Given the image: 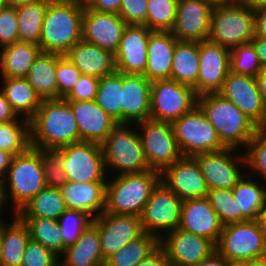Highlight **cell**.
I'll return each instance as SVG.
<instances>
[{
  "mask_svg": "<svg viewBox=\"0 0 266 266\" xmlns=\"http://www.w3.org/2000/svg\"><path fill=\"white\" fill-rule=\"evenodd\" d=\"M17 118L18 116L12 110L5 94L0 89V124L11 122Z\"/></svg>",
  "mask_w": 266,
  "mask_h": 266,
  "instance_id": "9f6ffc18",
  "label": "cell"
},
{
  "mask_svg": "<svg viewBox=\"0 0 266 266\" xmlns=\"http://www.w3.org/2000/svg\"><path fill=\"white\" fill-rule=\"evenodd\" d=\"M254 37L266 38V8L254 12Z\"/></svg>",
  "mask_w": 266,
  "mask_h": 266,
  "instance_id": "6f0895ef",
  "label": "cell"
},
{
  "mask_svg": "<svg viewBox=\"0 0 266 266\" xmlns=\"http://www.w3.org/2000/svg\"><path fill=\"white\" fill-rule=\"evenodd\" d=\"M181 205L182 200L160 181L140 216L143 231L160 240L163 235L178 228Z\"/></svg>",
  "mask_w": 266,
  "mask_h": 266,
  "instance_id": "4fadbf2b",
  "label": "cell"
},
{
  "mask_svg": "<svg viewBox=\"0 0 266 266\" xmlns=\"http://www.w3.org/2000/svg\"><path fill=\"white\" fill-rule=\"evenodd\" d=\"M252 44L259 56L260 64L266 65V38L254 37Z\"/></svg>",
  "mask_w": 266,
  "mask_h": 266,
  "instance_id": "91938a15",
  "label": "cell"
},
{
  "mask_svg": "<svg viewBox=\"0 0 266 266\" xmlns=\"http://www.w3.org/2000/svg\"><path fill=\"white\" fill-rule=\"evenodd\" d=\"M14 155L10 152L0 149V177L4 178L8 172Z\"/></svg>",
  "mask_w": 266,
  "mask_h": 266,
  "instance_id": "94428289",
  "label": "cell"
},
{
  "mask_svg": "<svg viewBox=\"0 0 266 266\" xmlns=\"http://www.w3.org/2000/svg\"><path fill=\"white\" fill-rule=\"evenodd\" d=\"M247 150V151H246ZM246 162L249 170L247 174L257 176L266 182V134L258 130L249 141L247 149H245ZM253 173H251L252 171ZM256 173V174H255ZM260 175V176H259ZM264 178V179H263Z\"/></svg>",
  "mask_w": 266,
  "mask_h": 266,
  "instance_id": "7dc6e473",
  "label": "cell"
},
{
  "mask_svg": "<svg viewBox=\"0 0 266 266\" xmlns=\"http://www.w3.org/2000/svg\"><path fill=\"white\" fill-rule=\"evenodd\" d=\"M151 81L144 75L122 73V124H137L150 117Z\"/></svg>",
  "mask_w": 266,
  "mask_h": 266,
  "instance_id": "d4e9b609",
  "label": "cell"
},
{
  "mask_svg": "<svg viewBox=\"0 0 266 266\" xmlns=\"http://www.w3.org/2000/svg\"><path fill=\"white\" fill-rule=\"evenodd\" d=\"M136 266H171L166 253L159 247L147 259Z\"/></svg>",
  "mask_w": 266,
  "mask_h": 266,
  "instance_id": "11a10c76",
  "label": "cell"
},
{
  "mask_svg": "<svg viewBox=\"0 0 266 266\" xmlns=\"http://www.w3.org/2000/svg\"><path fill=\"white\" fill-rule=\"evenodd\" d=\"M59 262L57 254L30 238L23 254L21 266H56Z\"/></svg>",
  "mask_w": 266,
  "mask_h": 266,
  "instance_id": "681fc988",
  "label": "cell"
},
{
  "mask_svg": "<svg viewBox=\"0 0 266 266\" xmlns=\"http://www.w3.org/2000/svg\"><path fill=\"white\" fill-rule=\"evenodd\" d=\"M246 266H266V256L249 259Z\"/></svg>",
  "mask_w": 266,
  "mask_h": 266,
  "instance_id": "003e7915",
  "label": "cell"
},
{
  "mask_svg": "<svg viewBox=\"0 0 266 266\" xmlns=\"http://www.w3.org/2000/svg\"><path fill=\"white\" fill-rule=\"evenodd\" d=\"M198 95L193 87L172 79L151 82L149 119L169 122L179 119L197 106Z\"/></svg>",
  "mask_w": 266,
  "mask_h": 266,
  "instance_id": "30bf717a",
  "label": "cell"
},
{
  "mask_svg": "<svg viewBox=\"0 0 266 266\" xmlns=\"http://www.w3.org/2000/svg\"><path fill=\"white\" fill-rule=\"evenodd\" d=\"M101 148L106 173L116 172L111 173V176L150 170L136 124L135 128L134 124H118L101 144Z\"/></svg>",
  "mask_w": 266,
  "mask_h": 266,
  "instance_id": "52a82bcc",
  "label": "cell"
},
{
  "mask_svg": "<svg viewBox=\"0 0 266 266\" xmlns=\"http://www.w3.org/2000/svg\"><path fill=\"white\" fill-rule=\"evenodd\" d=\"M136 125L150 170L162 173L183 156L171 123L147 119Z\"/></svg>",
  "mask_w": 266,
  "mask_h": 266,
  "instance_id": "8fae6325",
  "label": "cell"
},
{
  "mask_svg": "<svg viewBox=\"0 0 266 266\" xmlns=\"http://www.w3.org/2000/svg\"><path fill=\"white\" fill-rule=\"evenodd\" d=\"M18 41L16 7L8 5L0 9V49Z\"/></svg>",
  "mask_w": 266,
  "mask_h": 266,
  "instance_id": "f907efd6",
  "label": "cell"
},
{
  "mask_svg": "<svg viewBox=\"0 0 266 266\" xmlns=\"http://www.w3.org/2000/svg\"><path fill=\"white\" fill-rule=\"evenodd\" d=\"M95 102L117 124H122V73L114 72L99 78Z\"/></svg>",
  "mask_w": 266,
  "mask_h": 266,
  "instance_id": "f35d334b",
  "label": "cell"
},
{
  "mask_svg": "<svg viewBox=\"0 0 266 266\" xmlns=\"http://www.w3.org/2000/svg\"><path fill=\"white\" fill-rule=\"evenodd\" d=\"M148 0H122L119 15L127 25H143L147 17Z\"/></svg>",
  "mask_w": 266,
  "mask_h": 266,
  "instance_id": "f5cc1de1",
  "label": "cell"
},
{
  "mask_svg": "<svg viewBox=\"0 0 266 266\" xmlns=\"http://www.w3.org/2000/svg\"><path fill=\"white\" fill-rule=\"evenodd\" d=\"M106 182L68 181L60 190L67 209L87 213L92 219L105 210Z\"/></svg>",
  "mask_w": 266,
  "mask_h": 266,
  "instance_id": "484cf974",
  "label": "cell"
},
{
  "mask_svg": "<svg viewBox=\"0 0 266 266\" xmlns=\"http://www.w3.org/2000/svg\"><path fill=\"white\" fill-rule=\"evenodd\" d=\"M66 210L61 190L45 186L16 215L18 217H43L58 220Z\"/></svg>",
  "mask_w": 266,
  "mask_h": 266,
  "instance_id": "d590c367",
  "label": "cell"
},
{
  "mask_svg": "<svg viewBox=\"0 0 266 266\" xmlns=\"http://www.w3.org/2000/svg\"><path fill=\"white\" fill-rule=\"evenodd\" d=\"M261 66L252 41L240 44L230 50V72L256 77Z\"/></svg>",
  "mask_w": 266,
  "mask_h": 266,
  "instance_id": "ee69618b",
  "label": "cell"
},
{
  "mask_svg": "<svg viewBox=\"0 0 266 266\" xmlns=\"http://www.w3.org/2000/svg\"><path fill=\"white\" fill-rule=\"evenodd\" d=\"M126 26L117 13L97 12L84 6L82 40L88 43L115 54Z\"/></svg>",
  "mask_w": 266,
  "mask_h": 266,
  "instance_id": "d6986e66",
  "label": "cell"
},
{
  "mask_svg": "<svg viewBox=\"0 0 266 266\" xmlns=\"http://www.w3.org/2000/svg\"><path fill=\"white\" fill-rule=\"evenodd\" d=\"M216 250L227 261L245 262L266 256V236L257 220L223 226Z\"/></svg>",
  "mask_w": 266,
  "mask_h": 266,
  "instance_id": "ba28073f",
  "label": "cell"
},
{
  "mask_svg": "<svg viewBox=\"0 0 266 266\" xmlns=\"http://www.w3.org/2000/svg\"><path fill=\"white\" fill-rule=\"evenodd\" d=\"M41 52L39 44L25 41H18L1 48V78H27L30 67Z\"/></svg>",
  "mask_w": 266,
  "mask_h": 266,
  "instance_id": "f546056e",
  "label": "cell"
},
{
  "mask_svg": "<svg viewBox=\"0 0 266 266\" xmlns=\"http://www.w3.org/2000/svg\"><path fill=\"white\" fill-rule=\"evenodd\" d=\"M258 85L259 92L266 104V65H262L259 73L255 77Z\"/></svg>",
  "mask_w": 266,
  "mask_h": 266,
  "instance_id": "6125c7cd",
  "label": "cell"
},
{
  "mask_svg": "<svg viewBox=\"0 0 266 266\" xmlns=\"http://www.w3.org/2000/svg\"><path fill=\"white\" fill-rule=\"evenodd\" d=\"M226 266H246V261L245 262L227 261V265Z\"/></svg>",
  "mask_w": 266,
  "mask_h": 266,
  "instance_id": "2644e50d",
  "label": "cell"
},
{
  "mask_svg": "<svg viewBox=\"0 0 266 266\" xmlns=\"http://www.w3.org/2000/svg\"><path fill=\"white\" fill-rule=\"evenodd\" d=\"M1 91L5 94L12 110L18 117H34L41 105L42 98L30 85L27 78H1Z\"/></svg>",
  "mask_w": 266,
  "mask_h": 266,
  "instance_id": "4dcf8cb0",
  "label": "cell"
},
{
  "mask_svg": "<svg viewBox=\"0 0 266 266\" xmlns=\"http://www.w3.org/2000/svg\"><path fill=\"white\" fill-rule=\"evenodd\" d=\"M99 78L91 75H81L72 90L63 98L66 101L95 100Z\"/></svg>",
  "mask_w": 266,
  "mask_h": 266,
  "instance_id": "816d5d0a",
  "label": "cell"
},
{
  "mask_svg": "<svg viewBox=\"0 0 266 266\" xmlns=\"http://www.w3.org/2000/svg\"><path fill=\"white\" fill-rule=\"evenodd\" d=\"M41 0L16 7L19 41L39 44L48 3Z\"/></svg>",
  "mask_w": 266,
  "mask_h": 266,
  "instance_id": "74e56055",
  "label": "cell"
},
{
  "mask_svg": "<svg viewBox=\"0 0 266 266\" xmlns=\"http://www.w3.org/2000/svg\"><path fill=\"white\" fill-rule=\"evenodd\" d=\"M109 176L104 212L136 217L141 216L153 189L161 181V173L155 170Z\"/></svg>",
  "mask_w": 266,
  "mask_h": 266,
  "instance_id": "277c9868",
  "label": "cell"
},
{
  "mask_svg": "<svg viewBox=\"0 0 266 266\" xmlns=\"http://www.w3.org/2000/svg\"><path fill=\"white\" fill-rule=\"evenodd\" d=\"M257 221L259 222V225L261 229L264 231L266 236V203L261 209Z\"/></svg>",
  "mask_w": 266,
  "mask_h": 266,
  "instance_id": "03108f58",
  "label": "cell"
},
{
  "mask_svg": "<svg viewBox=\"0 0 266 266\" xmlns=\"http://www.w3.org/2000/svg\"><path fill=\"white\" fill-rule=\"evenodd\" d=\"M41 0H7L8 5L13 6V7H18L21 5H27L31 3H35Z\"/></svg>",
  "mask_w": 266,
  "mask_h": 266,
  "instance_id": "a7ac6f4b",
  "label": "cell"
},
{
  "mask_svg": "<svg viewBox=\"0 0 266 266\" xmlns=\"http://www.w3.org/2000/svg\"><path fill=\"white\" fill-rule=\"evenodd\" d=\"M65 56L80 70L82 75L101 78L116 72L113 53L82 39L74 44Z\"/></svg>",
  "mask_w": 266,
  "mask_h": 266,
  "instance_id": "4316f807",
  "label": "cell"
},
{
  "mask_svg": "<svg viewBox=\"0 0 266 266\" xmlns=\"http://www.w3.org/2000/svg\"><path fill=\"white\" fill-rule=\"evenodd\" d=\"M9 205L7 204L6 197H5V191H4V178L0 177V217H2L3 214V209L7 208L6 206Z\"/></svg>",
  "mask_w": 266,
  "mask_h": 266,
  "instance_id": "e7e4bbea",
  "label": "cell"
},
{
  "mask_svg": "<svg viewBox=\"0 0 266 266\" xmlns=\"http://www.w3.org/2000/svg\"><path fill=\"white\" fill-rule=\"evenodd\" d=\"M254 39V12L240 0L216 1L208 40L231 50Z\"/></svg>",
  "mask_w": 266,
  "mask_h": 266,
  "instance_id": "5b68a950",
  "label": "cell"
},
{
  "mask_svg": "<svg viewBox=\"0 0 266 266\" xmlns=\"http://www.w3.org/2000/svg\"><path fill=\"white\" fill-rule=\"evenodd\" d=\"M230 72V50L209 40L199 42V75L193 86L198 96L221 90Z\"/></svg>",
  "mask_w": 266,
  "mask_h": 266,
  "instance_id": "ac0fdd59",
  "label": "cell"
},
{
  "mask_svg": "<svg viewBox=\"0 0 266 266\" xmlns=\"http://www.w3.org/2000/svg\"><path fill=\"white\" fill-rule=\"evenodd\" d=\"M234 103L258 127L266 117V104L259 92L255 77L229 72L218 92Z\"/></svg>",
  "mask_w": 266,
  "mask_h": 266,
  "instance_id": "ffe728a7",
  "label": "cell"
},
{
  "mask_svg": "<svg viewBox=\"0 0 266 266\" xmlns=\"http://www.w3.org/2000/svg\"><path fill=\"white\" fill-rule=\"evenodd\" d=\"M41 163V149L29 147L24 153L15 155L4 177V191L7 203L11 201L12 214L45 187Z\"/></svg>",
  "mask_w": 266,
  "mask_h": 266,
  "instance_id": "8992f818",
  "label": "cell"
},
{
  "mask_svg": "<svg viewBox=\"0 0 266 266\" xmlns=\"http://www.w3.org/2000/svg\"><path fill=\"white\" fill-rule=\"evenodd\" d=\"M8 222L4 220L3 217H0V256H1V245H2V236H3V231L4 227Z\"/></svg>",
  "mask_w": 266,
  "mask_h": 266,
  "instance_id": "89a4df30",
  "label": "cell"
},
{
  "mask_svg": "<svg viewBox=\"0 0 266 266\" xmlns=\"http://www.w3.org/2000/svg\"><path fill=\"white\" fill-rule=\"evenodd\" d=\"M8 6L7 0H0V9Z\"/></svg>",
  "mask_w": 266,
  "mask_h": 266,
  "instance_id": "753ad0ef",
  "label": "cell"
},
{
  "mask_svg": "<svg viewBox=\"0 0 266 266\" xmlns=\"http://www.w3.org/2000/svg\"><path fill=\"white\" fill-rule=\"evenodd\" d=\"M161 181L182 201L206 198L208 187L197 159L182 156L161 173Z\"/></svg>",
  "mask_w": 266,
  "mask_h": 266,
  "instance_id": "44dd1931",
  "label": "cell"
},
{
  "mask_svg": "<svg viewBox=\"0 0 266 266\" xmlns=\"http://www.w3.org/2000/svg\"><path fill=\"white\" fill-rule=\"evenodd\" d=\"M98 229L102 257L106 261L129 241L140 237L144 231L140 217L102 212L92 220Z\"/></svg>",
  "mask_w": 266,
  "mask_h": 266,
  "instance_id": "9a60e30c",
  "label": "cell"
},
{
  "mask_svg": "<svg viewBox=\"0 0 266 266\" xmlns=\"http://www.w3.org/2000/svg\"><path fill=\"white\" fill-rule=\"evenodd\" d=\"M153 31L144 25H127L114 54L116 71L143 75L147 67V45Z\"/></svg>",
  "mask_w": 266,
  "mask_h": 266,
  "instance_id": "7402d4cb",
  "label": "cell"
},
{
  "mask_svg": "<svg viewBox=\"0 0 266 266\" xmlns=\"http://www.w3.org/2000/svg\"><path fill=\"white\" fill-rule=\"evenodd\" d=\"M227 260L217 251H213L206 259L196 266H226Z\"/></svg>",
  "mask_w": 266,
  "mask_h": 266,
  "instance_id": "680465c9",
  "label": "cell"
},
{
  "mask_svg": "<svg viewBox=\"0 0 266 266\" xmlns=\"http://www.w3.org/2000/svg\"><path fill=\"white\" fill-rule=\"evenodd\" d=\"M159 248V239L144 232L110 256L104 266H136Z\"/></svg>",
  "mask_w": 266,
  "mask_h": 266,
  "instance_id": "8d00e7d4",
  "label": "cell"
},
{
  "mask_svg": "<svg viewBox=\"0 0 266 266\" xmlns=\"http://www.w3.org/2000/svg\"><path fill=\"white\" fill-rule=\"evenodd\" d=\"M239 152L234 148H224L220 151L200 153L194 156L209 190L232 189L247 173L245 152Z\"/></svg>",
  "mask_w": 266,
  "mask_h": 266,
  "instance_id": "7c38bea8",
  "label": "cell"
},
{
  "mask_svg": "<svg viewBox=\"0 0 266 266\" xmlns=\"http://www.w3.org/2000/svg\"><path fill=\"white\" fill-rule=\"evenodd\" d=\"M178 228L207 238L216 245L223 225L207 198H195L182 201Z\"/></svg>",
  "mask_w": 266,
  "mask_h": 266,
  "instance_id": "603a6c76",
  "label": "cell"
},
{
  "mask_svg": "<svg viewBox=\"0 0 266 266\" xmlns=\"http://www.w3.org/2000/svg\"><path fill=\"white\" fill-rule=\"evenodd\" d=\"M41 163L47 187L61 189L68 182L58 149H41Z\"/></svg>",
  "mask_w": 266,
  "mask_h": 266,
  "instance_id": "bcb514c9",
  "label": "cell"
},
{
  "mask_svg": "<svg viewBox=\"0 0 266 266\" xmlns=\"http://www.w3.org/2000/svg\"><path fill=\"white\" fill-rule=\"evenodd\" d=\"M30 147V121L18 117L11 122L0 124V149L14 156L24 153Z\"/></svg>",
  "mask_w": 266,
  "mask_h": 266,
  "instance_id": "60d3db41",
  "label": "cell"
},
{
  "mask_svg": "<svg viewBox=\"0 0 266 266\" xmlns=\"http://www.w3.org/2000/svg\"><path fill=\"white\" fill-rule=\"evenodd\" d=\"M77 122L80 142L102 144L112 130L118 125L95 100L67 101Z\"/></svg>",
  "mask_w": 266,
  "mask_h": 266,
  "instance_id": "cb8c5ba5",
  "label": "cell"
},
{
  "mask_svg": "<svg viewBox=\"0 0 266 266\" xmlns=\"http://www.w3.org/2000/svg\"><path fill=\"white\" fill-rule=\"evenodd\" d=\"M56 266H63L60 262Z\"/></svg>",
  "mask_w": 266,
  "mask_h": 266,
  "instance_id": "34e18365",
  "label": "cell"
},
{
  "mask_svg": "<svg viewBox=\"0 0 266 266\" xmlns=\"http://www.w3.org/2000/svg\"><path fill=\"white\" fill-rule=\"evenodd\" d=\"M59 260L63 266H104L98 229L90 224L73 244L65 248Z\"/></svg>",
  "mask_w": 266,
  "mask_h": 266,
  "instance_id": "f1b7e54d",
  "label": "cell"
},
{
  "mask_svg": "<svg viewBox=\"0 0 266 266\" xmlns=\"http://www.w3.org/2000/svg\"><path fill=\"white\" fill-rule=\"evenodd\" d=\"M84 6L97 12L117 13L121 8L122 0H82Z\"/></svg>",
  "mask_w": 266,
  "mask_h": 266,
  "instance_id": "db71d44e",
  "label": "cell"
},
{
  "mask_svg": "<svg viewBox=\"0 0 266 266\" xmlns=\"http://www.w3.org/2000/svg\"><path fill=\"white\" fill-rule=\"evenodd\" d=\"M82 0H51L42 24V52L65 55L82 39Z\"/></svg>",
  "mask_w": 266,
  "mask_h": 266,
  "instance_id": "7a4b0ae2",
  "label": "cell"
},
{
  "mask_svg": "<svg viewBox=\"0 0 266 266\" xmlns=\"http://www.w3.org/2000/svg\"><path fill=\"white\" fill-rule=\"evenodd\" d=\"M159 247L171 266H196L216 250L207 238L176 228L163 235Z\"/></svg>",
  "mask_w": 266,
  "mask_h": 266,
  "instance_id": "2e32d148",
  "label": "cell"
},
{
  "mask_svg": "<svg viewBox=\"0 0 266 266\" xmlns=\"http://www.w3.org/2000/svg\"><path fill=\"white\" fill-rule=\"evenodd\" d=\"M197 106L213 125L226 148L241 151L244 147L242 151H245L249 141L259 130V127L234 103L218 92L198 96Z\"/></svg>",
  "mask_w": 266,
  "mask_h": 266,
  "instance_id": "3957f363",
  "label": "cell"
},
{
  "mask_svg": "<svg viewBox=\"0 0 266 266\" xmlns=\"http://www.w3.org/2000/svg\"><path fill=\"white\" fill-rule=\"evenodd\" d=\"M56 54L41 52L30 67L27 80L42 100L58 99Z\"/></svg>",
  "mask_w": 266,
  "mask_h": 266,
  "instance_id": "e575fe53",
  "label": "cell"
},
{
  "mask_svg": "<svg viewBox=\"0 0 266 266\" xmlns=\"http://www.w3.org/2000/svg\"><path fill=\"white\" fill-rule=\"evenodd\" d=\"M259 130L262 131L264 134H266V117H265L264 122L259 127Z\"/></svg>",
  "mask_w": 266,
  "mask_h": 266,
  "instance_id": "8c879c8a",
  "label": "cell"
},
{
  "mask_svg": "<svg viewBox=\"0 0 266 266\" xmlns=\"http://www.w3.org/2000/svg\"><path fill=\"white\" fill-rule=\"evenodd\" d=\"M245 174L232 188L234 199L238 205V212H242V222L257 220L259 213L266 203V184L254 180Z\"/></svg>",
  "mask_w": 266,
  "mask_h": 266,
  "instance_id": "1f68e13d",
  "label": "cell"
},
{
  "mask_svg": "<svg viewBox=\"0 0 266 266\" xmlns=\"http://www.w3.org/2000/svg\"><path fill=\"white\" fill-rule=\"evenodd\" d=\"M199 75V42L176 41L170 79L193 87Z\"/></svg>",
  "mask_w": 266,
  "mask_h": 266,
  "instance_id": "836d02e7",
  "label": "cell"
},
{
  "mask_svg": "<svg viewBox=\"0 0 266 266\" xmlns=\"http://www.w3.org/2000/svg\"><path fill=\"white\" fill-rule=\"evenodd\" d=\"M240 1L248 5V7L253 12L266 8V0H240Z\"/></svg>",
  "mask_w": 266,
  "mask_h": 266,
  "instance_id": "be15d7a7",
  "label": "cell"
},
{
  "mask_svg": "<svg viewBox=\"0 0 266 266\" xmlns=\"http://www.w3.org/2000/svg\"><path fill=\"white\" fill-rule=\"evenodd\" d=\"M55 74L58 84V99L64 98L82 75L80 70L65 55L58 54H56Z\"/></svg>",
  "mask_w": 266,
  "mask_h": 266,
  "instance_id": "c3c4849f",
  "label": "cell"
},
{
  "mask_svg": "<svg viewBox=\"0 0 266 266\" xmlns=\"http://www.w3.org/2000/svg\"><path fill=\"white\" fill-rule=\"evenodd\" d=\"M79 142L78 126L70 104L63 98L42 100L30 120V146L58 149Z\"/></svg>",
  "mask_w": 266,
  "mask_h": 266,
  "instance_id": "6da1fadb",
  "label": "cell"
},
{
  "mask_svg": "<svg viewBox=\"0 0 266 266\" xmlns=\"http://www.w3.org/2000/svg\"><path fill=\"white\" fill-rule=\"evenodd\" d=\"M176 41L171 31H153L150 34L147 67L143 74L149 81L170 79Z\"/></svg>",
  "mask_w": 266,
  "mask_h": 266,
  "instance_id": "83f0119b",
  "label": "cell"
},
{
  "mask_svg": "<svg viewBox=\"0 0 266 266\" xmlns=\"http://www.w3.org/2000/svg\"><path fill=\"white\" fill-rule=\"evenodd\" d=\"M92 220L83 211L67 209L57 220L64 244L66 246L73 244L81 233L92 224Z\"/></svg>",
  "mask_w": 266,
  "mask_h": 266,
  "instance_id": "f6af8a7d",
  "label": "cell"
},
{
  "mask_svg": "<svg viewBox=\"0 0 266 266\" xmlns=\"http://www.w3.org/2000/svg\"><path fill=\"white\" fill-rule=\"evenodd\" d=\"M62 153V168L71 182L107 181L101 145L79 142L58 148Z\"/></svg>",
  "mask_w": 266,
  "mask_h": 266,
  "instance_id": "5bb4252c",
  "label": "cell"
},
{
  "mask_svg": "<svg viewBox=\"0 0 266 266\" xmlns=\"http://www.w3.org/2000/svg\"><path fill=\"white\" fill-rule=\"evenodd\" d=\"M171 126L183 156L194 157L200 153L226 148L213 125L198 106L172 121Z\"/></svg>",
  "mask_w": 266,
  "mask_h": 266,
  "instance_id": "9c48e42d",
  "label": "cell"
},
{
  "mask_svg": "<svg viewBox=\"0 0 266 266\" xmlns=\"http://www.w3.org/2000/svg\"><path fill=\"white\" fill-rule=\"evenodd\" d=\"M206 198L223 226L242 222V212H238V205L234 199L232 189L208 190Z\"/></svg>",
  "mask_w": 266,
  "mask_h": 266,
  "instance_id": "7bdbcfd3",
  "label": "cell"
},
{
  "mask_svg": "<svg viewBox=\"0 0 266 266\" xmlns=\"http://www.w3.org/2000/svg\"><path fill=\"white\" fill-rule=\"evenodd\" d=\"M27 226L30 238L52 250L59 257L67 247L62 239L58 221L43 217H19Z\"/></svg>",
  "mask_w": 266,
  "mask_h": 266,
  "instance_id": "ab89813d",
  "label": "cell"
},
{
  "mask_svg": "<svg viewBox=\"0 0 266 266\" xmlns=\"http://www.w3.org/2000/svg\"><path fill=\"white\" fill-rule=\"evenodd\" d=\"M178 0H148L143 24L152 31H171L176 21Z\"/></svg>",
  "mask_w": 266,
  "mask_h": 266,
  "instance_id": "b9f144b4",
  "label": "cell"
},
{
  "mask_svg": "<svg viewBox=\"0 0 266 266\" xmlns=\"http://www.w3.org/2000/svg\"><path fill=\"white\" fill-rule=\"evenodd\" d=\"M4 227L0 266H21L26 246L30 240L28 226L16 215Z\"/></svg>",
  "mask_w": 266,
  "mask_h": 266,
  "instance_id": "d6a6232c",
  "label": "cell"
},
{
  "mask_svg": "<svg viewBox=\"0 0 266 266\" xmlns=\"http://www.w3.org/2000/svg\"><path fill=\"white\" fill-rule=\"evenodd\" d=\"M215 0H178L172 35L178 41H207Z\"/></svg>",
  "mask_w": 266,
  "mask_h": 266,
  "instance_id": "e0dca14e",
  "label": "cell"
}]
</instances>
